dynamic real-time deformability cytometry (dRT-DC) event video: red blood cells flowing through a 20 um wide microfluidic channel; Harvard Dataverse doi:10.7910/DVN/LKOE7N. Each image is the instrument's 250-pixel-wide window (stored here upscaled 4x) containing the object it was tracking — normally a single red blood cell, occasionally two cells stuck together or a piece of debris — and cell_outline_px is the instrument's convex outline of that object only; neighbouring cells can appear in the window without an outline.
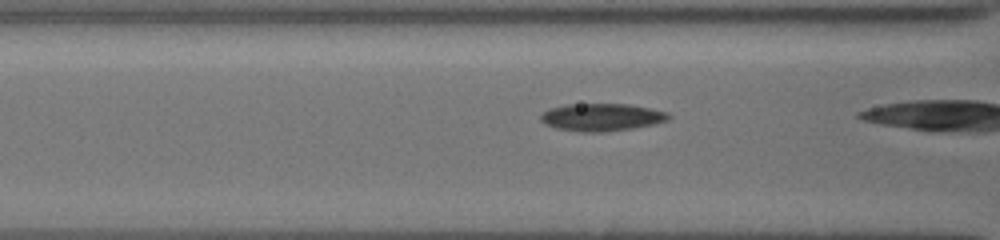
{"species": "common noctule bat (a hibernating species)", "species_latin": "Nyctalus noctula", "temperature_condition": "cold", "stored_images_in_passage": 9, "camera_frame_rate_fps": 3000, "um_per_image_px": 0.085, "animal": {"sex": "female", "body_mass_g": 19.5, "forearm_length_mm": 54.1}, "frame": {"image": 1, "passage_image": 7, "time_ms": 2.0, "image_size_px": [1000, 240], "cell_outline_px": [[672, 116], [668, 120], [652, 124], [632, 128], [604, 132], [576, 132], [556, 128], [544, 124], [540, 120], [540, 116], [544, 112], [552, 108], [564, 104], [628, 104], [668, 112]], "centroid_in_image_um": [51.12, 9.97], "position_along_channel_um": 115.5, "area_um2": 20.52}}